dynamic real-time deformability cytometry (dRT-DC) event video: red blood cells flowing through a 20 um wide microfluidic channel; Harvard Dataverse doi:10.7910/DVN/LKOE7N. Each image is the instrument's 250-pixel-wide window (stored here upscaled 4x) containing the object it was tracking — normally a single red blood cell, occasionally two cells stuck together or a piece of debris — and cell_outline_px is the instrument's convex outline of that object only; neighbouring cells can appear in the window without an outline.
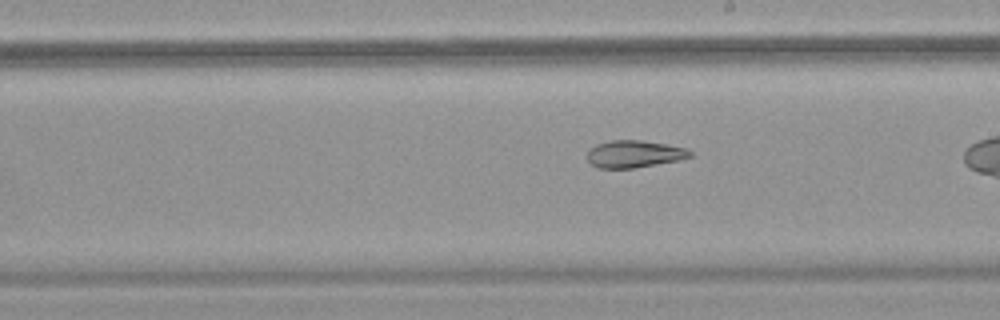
{"species": "common noctule bat (a hibernating species)", "species_latin": "Nyctalus noctula", "temperature_condition": "warm", "stored_images_in_passage": 43, "camera_frame_rate_fps": 3000, "um_per_image_px": 0.085, "animal": {"sex": "female", "body_mass_g": 18.4}, "frame": {"image": 1, "passage_image": 31, "time_ms": 10.0, "image_size_px": [1000, 320], "cell_outline_px": [[692, 156], [676, 160], [656, 164], [632, 168], [596, 168], [588, 160], [588, 148], [596, 144], [612, 140], [640, 140], [688, 148], [692, 152]], "centroid_in_image_um": [53.88, 13.08], "position_along_channel_um": 235.1, "area_um2": 16.18}}